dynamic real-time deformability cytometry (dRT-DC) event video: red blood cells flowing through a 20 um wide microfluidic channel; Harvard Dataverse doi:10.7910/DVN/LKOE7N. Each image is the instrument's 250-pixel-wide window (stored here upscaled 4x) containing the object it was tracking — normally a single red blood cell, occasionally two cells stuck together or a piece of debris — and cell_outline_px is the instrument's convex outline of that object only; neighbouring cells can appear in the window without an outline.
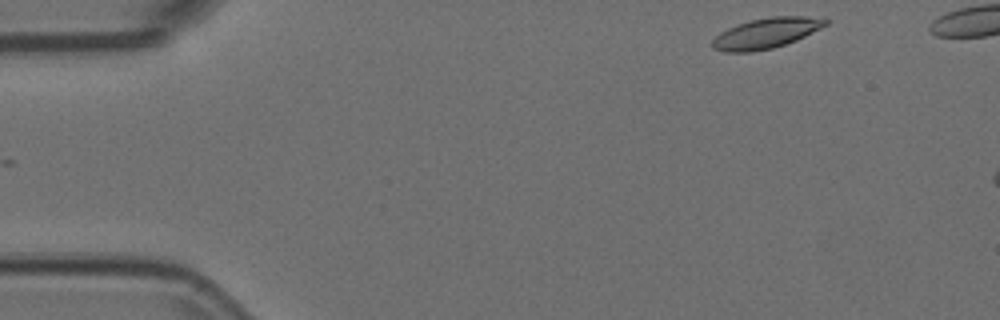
{"species": "Egyptian fruit bat (a non-hibernating species)", "species_latin": "Rousettus aegyptiacus", "temperature_condition": "room temperature", "stored_images_in_passage": 7, "camera_frame_rate_fps": 3000, "um_per_image_px": 0.085, "animal": {"sex": "female"}, "frame": {"image": 1, "passage_image": 1, "time_ms": 0.0, "image_size_px": [1000, 320], "cell_outline_px": [[828, 24], [796, 40], [772, 48], [752, 52], [724, 52], [712, 48], [712, 40], [720, 32], [736, 24], [752, 20], [772, 16], [824, 16], [828, 20]], "centroid_in_image_um": [65.13, 2.81], "position_along_channel_um": 19.9, "area_um2": 20.11}}